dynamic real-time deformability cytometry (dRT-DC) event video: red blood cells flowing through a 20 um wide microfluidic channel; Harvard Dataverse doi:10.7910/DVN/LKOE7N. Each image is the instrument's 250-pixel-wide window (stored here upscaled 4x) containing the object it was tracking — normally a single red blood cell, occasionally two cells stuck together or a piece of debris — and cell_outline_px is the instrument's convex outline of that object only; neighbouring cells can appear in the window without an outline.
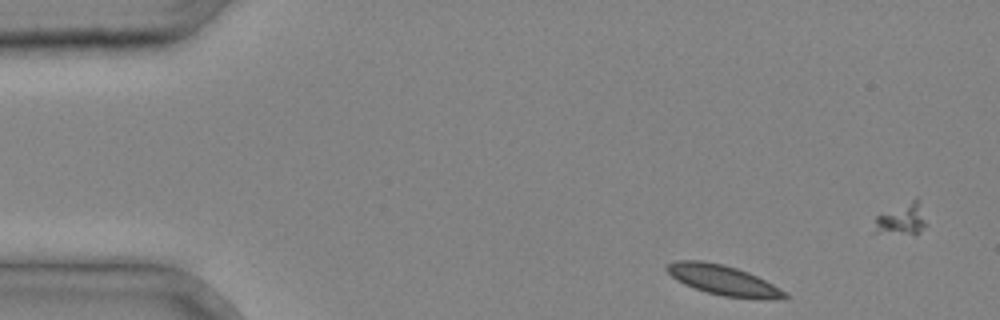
{"species": "common noctule bat (a hibernating species)", "species_latin": "Nyctalus noctula", "temperature_condition": "cold", "stored_images_in_passage": 5, "camera_frame_rate_fps": 3000, "um_per_image_px": 0.085, "animal": {"sex": "male", "body_mass_g": 20.4}, "frame": {"image": 1, "passage_image": 1, "time_ms": 0.0, "image_size_px": [1000, 320], "cell_outline_px": [[792, 296], [724, 296], [708, 292], [684, 284], [676, 280], [664, 268], [668, 264], [676, 260], [704, 260], [724, 264], [748, 272], [780, 288]], "centroid_in_image_um": [61.32, 23.73], "position_along_channel_um": 23.7, "area_um2": 19.59}}